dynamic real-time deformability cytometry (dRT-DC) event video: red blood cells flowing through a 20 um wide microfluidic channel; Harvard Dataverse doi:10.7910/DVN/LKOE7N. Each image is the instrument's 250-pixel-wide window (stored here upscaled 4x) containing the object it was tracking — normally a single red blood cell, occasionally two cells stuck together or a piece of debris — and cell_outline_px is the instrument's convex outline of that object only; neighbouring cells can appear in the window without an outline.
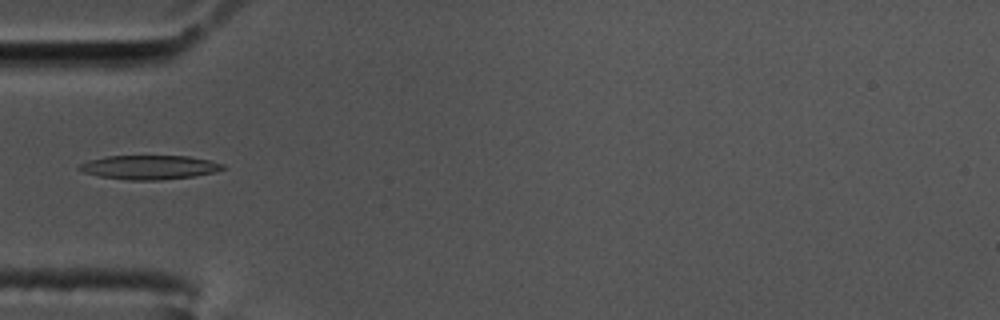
{"species": "common noctule bat (a hibernating species)", "species_latin": "Nyctalus noctula", "temperature_condition": "cold", "stored_images_in_passage": 35, "camera_frame_rate_fps": 3000, "um_per_image_px": 0.085, "animal": {"sex": "male", "body_mass_g": 17.5, "forearm_length_mm": 52.3}, "frame": {"image": 1, "passage_image": 1, "time_ms": 0.0, "image_size_px": [1000, 320], "cell_outline_px": [[228, 168], [216, 172], [192, 176], [160, 180], [128, 180], [100, 176], [84, 172], [76, 168], [80, 164], [88, 160], [108, 156], [188, 156], [212, 160], [224, 164]], "centroid_in_image_um": [12.75, 14.21], "position_along_channel_um": 72.3, "area_um2": 20.23}}
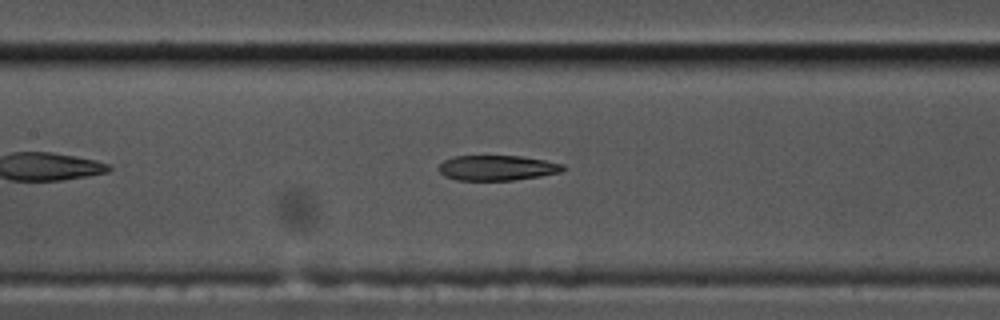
{"frame": {"image": 2, "passage_image": 9, "time_ms": 2.667, "image_size_px": [1000, 320], "cell_outline_px": [[564, 168], [560, 172], [540, 176], [512, 180], [456, 180], [444, 176], [436, 168], [444, 160], [456, 156], [520, 156], [544, 160], [564, 164]], "centroid_in_image_um": [42.22, 14.27], "position_along_channel_um": 165.2, "area_um2": 18.15}}
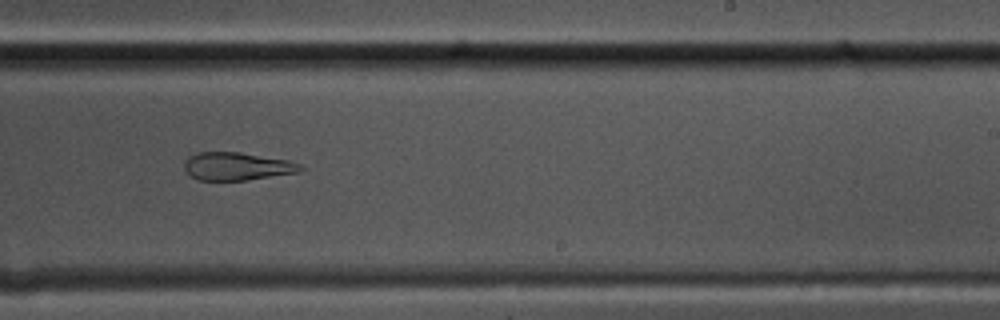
{"frame": {"image": 3, "passage_image": 18, "time_ms": 5.667, "image_size_px": [1000, 320], "cell_outline_px": [[304, 168], [300, 172], [248, 180], [200, 180], [192, 176], [184, 168], [184, 164], [188, 156], [196, 152], [240, 152], [288, 160], [300, 164]], "centroid_in_image_um": [20.16, 14.13], "position_along_channel_um": 268.8, "area_um2": 18.9}}